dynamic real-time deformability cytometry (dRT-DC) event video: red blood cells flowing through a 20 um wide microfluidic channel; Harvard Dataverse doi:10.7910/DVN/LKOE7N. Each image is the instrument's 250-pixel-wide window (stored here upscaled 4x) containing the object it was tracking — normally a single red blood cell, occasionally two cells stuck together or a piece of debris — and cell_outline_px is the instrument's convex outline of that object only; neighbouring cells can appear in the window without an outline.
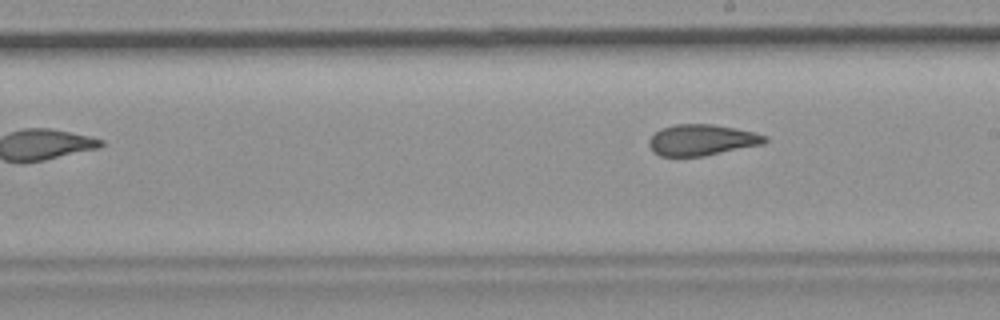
{"species": "common noctule bat (a hibernating species)", "species_latin": "Nyctalus noctula", "temperature_condition": "room temperature", "stored_images_in_passage": 7, "camera_frame_rate_fps": 3000, "um_per_image_px": 0.085, "animal": {"sex": "female", "body_mass_g": 19.9}, "frame": {"image": 1, "passage_image": 7, "time_ms": 2.0, "image_size_px": [1000, 320], "cell_outline_px": [[768, 140], [764, 144], [704, 156], [660, 156], [652, 152], [648, 144], [648, 140], [660, 128], [676, 124], [712, 124], [736, 128], [756, 132], [768, 136]], "centroid_in_image_um": [59.67, 11.9], "position_along_channel_um": 229.3, "area_um2": 21.21}}